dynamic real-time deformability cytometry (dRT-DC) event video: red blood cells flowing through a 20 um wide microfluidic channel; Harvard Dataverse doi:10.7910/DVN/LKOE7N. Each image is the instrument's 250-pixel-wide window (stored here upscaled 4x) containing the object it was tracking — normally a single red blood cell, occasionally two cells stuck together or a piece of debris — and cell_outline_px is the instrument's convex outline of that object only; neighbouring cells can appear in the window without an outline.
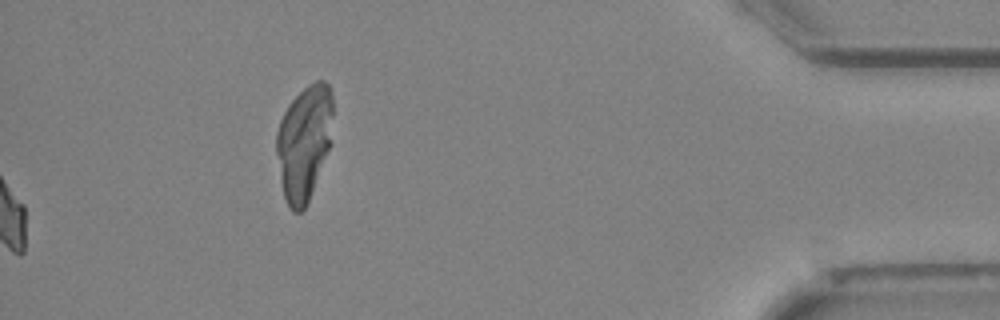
{"species": "Egyptian fruit bat (a non-hibernating species)", "species_latin": "Rousettus aegyptiacus", "temperature_condition": "cold", "stored_images_in_passage": 52, "segment_of_instrument_passage": [2, 2], "camera_frame_rate_fps": 3000, "um_per_image_px": 0.085, "animal": {"sex": "female"}, "frame": {"image": 1, "passage_image": 52, "time_ms": 17.0, "image_size_px": [1000, 320], "cell_outline_px": [[332, 144], [308, 200], [304, 208], [300, 212], [292, 212], [284, 196], [280, 180], [276, 152], [276, 132], [280, 120], [288, 104], [308, 84], [316, 80], [324, 80], [328, 84], [332, 92]], "centroid_in_image_um": [25.86, 12.09], "position_along_channel_um": 409.3, "area_um2": 38.09}}